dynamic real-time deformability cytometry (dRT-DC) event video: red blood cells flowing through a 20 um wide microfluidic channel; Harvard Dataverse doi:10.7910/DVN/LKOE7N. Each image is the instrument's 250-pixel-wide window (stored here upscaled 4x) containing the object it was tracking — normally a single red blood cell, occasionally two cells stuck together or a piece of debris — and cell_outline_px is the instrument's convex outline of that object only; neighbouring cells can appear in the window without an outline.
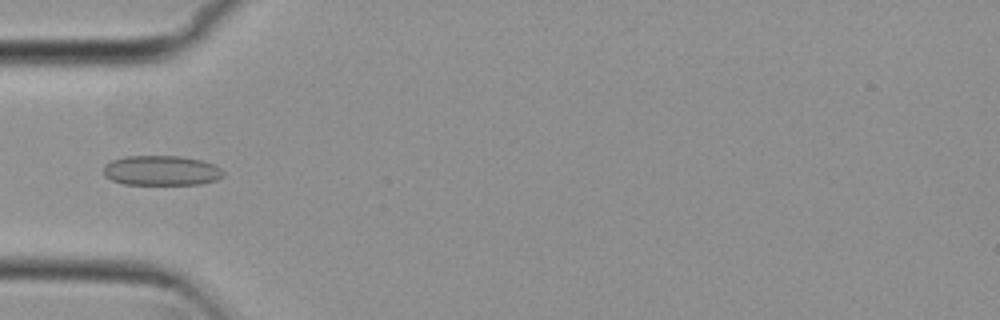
{"species": "common noctule bat (a hibernating species)", "species_latin": "Nyctalus noctula", "temperature_condition": "cold", "stored_images_in_passage": 37, "camera_frame_rate_fps": 3000, "um_per_image_px": 0.085, "animal": {"sex": "female", "body_mass_g": 29.2, "forearm_length_mm": 56.3}, "frame": {"image": 1, "passage_image": 1, "time_ms": 0.0, "image_size_px": [1000, 320], "cell_outline_px": [[224, 176], [216, 180], [200, 184], [124, 184], [112, 180], [104, 176], [104, 164], [112, 160], [124, 156], [180, 156], [200, 160], [212, 164], [220, 168], [224, 172]], "centroid_in_image_um": [13.7, 14.49], "position_along_channel_um": 71.3, "area_um2": 20.87}}
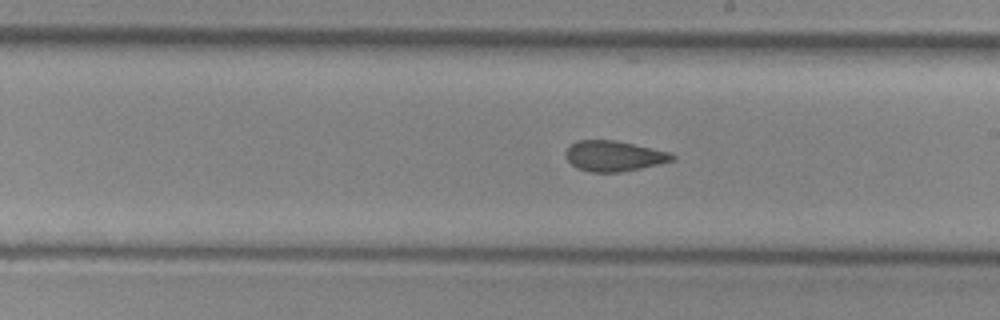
{"frame": {"image": 2, "passage_image": 14, "time_ms": 4.333, "image_size_px": [1000, 320], "cell_outline_px": [[676, 160], [660, 164], [620, 172], [588, 172], [576, 168], [564, 156], [564, 152], [576, 140], [616, 140], [668, 152], [676, 156]], "centroid_in_image_um": [52.16, 13.26], "position_along_channel_um": 236.8, "area_um2": 18.96}}
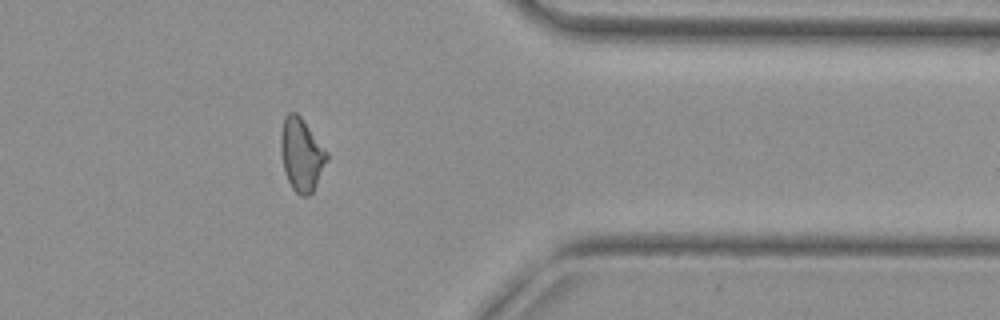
{"frame": {"image": 3, "passage_image": 27, "time_ms": 8.667, "image_size_px": [1000, 320], "cell_outline_px": [[328, 160], [312, 192], [308, 196], [300, 196], [292, 188], [284, 172], [280, 152], [280, 136], [284, 116], [288, 112], [296, 112], [300, 116], [328, 152]], "centroid_in_image_um": [25.61, 13.13], "position_along_channel_um": 385.8, "area_um2": 19.65}}